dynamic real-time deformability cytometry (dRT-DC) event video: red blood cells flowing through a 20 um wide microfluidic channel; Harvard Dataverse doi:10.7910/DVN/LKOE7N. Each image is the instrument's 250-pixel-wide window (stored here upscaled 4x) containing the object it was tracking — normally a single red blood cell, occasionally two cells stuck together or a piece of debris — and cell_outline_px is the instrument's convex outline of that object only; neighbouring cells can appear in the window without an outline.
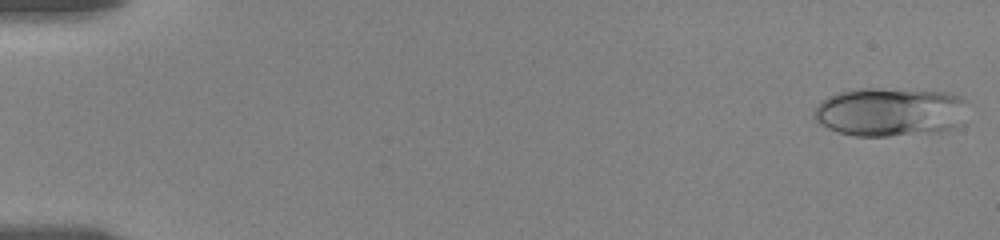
{"species": "human", "species_latin": "Homo sapiens", "temperature_condition": "room temperature", "stored_images_in_passage": 23, "camera_frame_rate_fps": 3000, "um_per_image_px": 0.085, "donor": {"sex": "female"}, "frame": {"image": 1, "passage_image": 1, "time_ms": 0.0, "image_size_px": [1000, 240], "cell_outline_px": [[964, 100], [956, 124], [952, 128], [932, 132], [888, 136], [856, 136], [836, 132], [820, 124], [812, 116], [812, 112], [820, 100], [828, 96], [852, 88], [876, 88], [952, 92], [964, 96]], "centroid_in_image_um": [75.52, 9.49], "position_along_channel_um": 9.5, "area_um2": 43.47}}
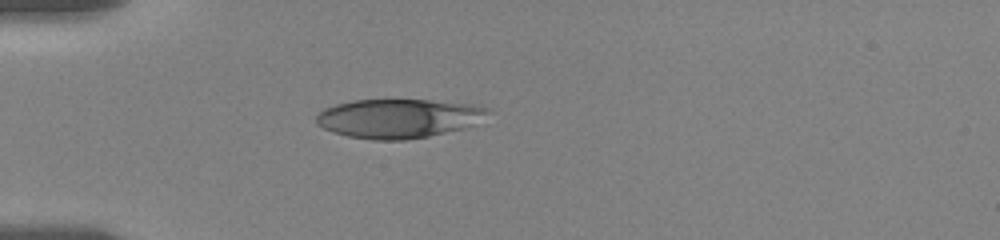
{"frame": {"image": 2, "passage_image": 20, "time_ms": 5.0, "image_size_px": [1000, 240], "cell_outline_px": [[492, 112], [468, 128], [428, 136], [404, 140], [372, 140], [348, 136], [324, 128], [316, 124], [316, 116], [324, 108], [336, 104], [352, 100], [428, 100], [476, 104], [488, 108]], "centroid_in_image_um": [33.92, 10.06], "position_along_channel_um": 51.1, "area_um2": 39.25}}
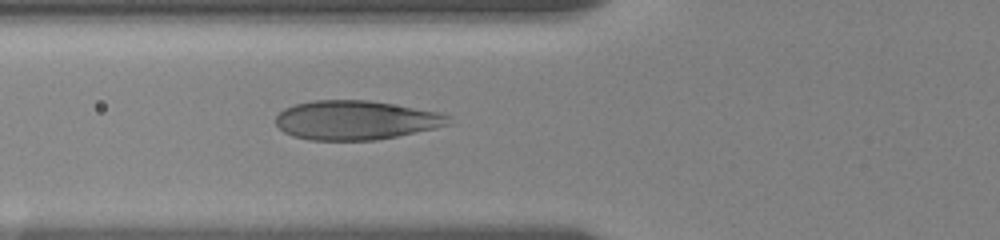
{"frame": {"image": 3, "passage_image": 23, "time_ms": 6.667, "image_size_px": [1000, 240], "cell_outline_px": [[452, 124], [436, 128], [376, 140], [308, 140], [292, 136], [284, 132], [276, 124], [276, 116], [284, 108], [296, 104], [312, 100], [368, 100], [440, 112], [452, 116]], "centroid_in_image_um": [30.26, 10.21], "position_along_channel_um": 95.5, "area_um2": 39.59}}